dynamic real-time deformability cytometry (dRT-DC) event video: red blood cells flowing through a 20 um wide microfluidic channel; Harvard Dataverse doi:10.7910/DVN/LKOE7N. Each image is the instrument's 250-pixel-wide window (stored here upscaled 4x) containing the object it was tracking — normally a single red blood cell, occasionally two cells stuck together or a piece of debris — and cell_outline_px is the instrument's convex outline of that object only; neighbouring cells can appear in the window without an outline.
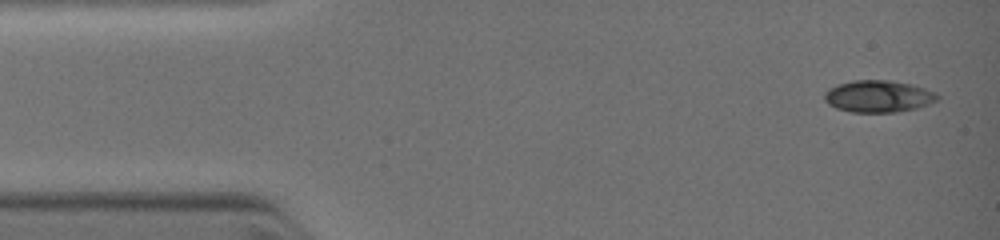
{"species": "common noctule bat (a hibernating species)", "species_latin": "Nyctalus noctula", "temperature_condition": "warm", "stored_images_in_passage": 47, "segment_of_instrument_passage": [1, 2], "camera_frame_rate_fps": 3000, "um_per_image_px": 0.085, "animal": {"sex": "female", "body_mass_g": 19.0, "forearm_length_mm": 51.5}, "frame": {"image": 1, "passage_image": 2, "time_ms": 0.333, "image_size_px": [1000, 240], "cell_outline_px": [[940, 96], [936, 100], [928, 104], [916, 108], [896, 112], [852, 112], [836, 108], [828, 104], [824, 100], [824, 92], [828, 88], [836, 84], [852, 80], [888, 80], [912, 84], [936, 92]], "centroid_in_image_um": [74.62, 8.18], "position_along_channel_um": 10.4, "area_um2": 21.15}}
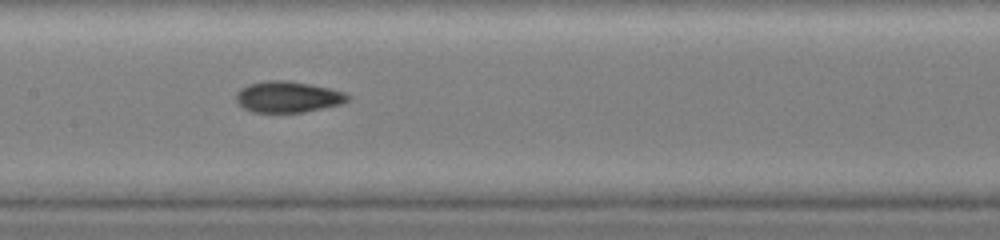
{"frame": {"image": 2, "passage_image": 21, "time_ms": 5.667, "image_size_px": [1000, 240], "cell_outline_px": [[352, 96], [348, 100], [340, 104], [304, 112], [252, 112], [244, 108], [236, 100], [236, 92], [240, 88], [248, 84], [268, 80], [284, 80], [308, 84], [348, 92]], "centroid_in_image_um": [24.48, 8.23], "position_along_channel_um": 182.9, "area_um2": 20.23}}
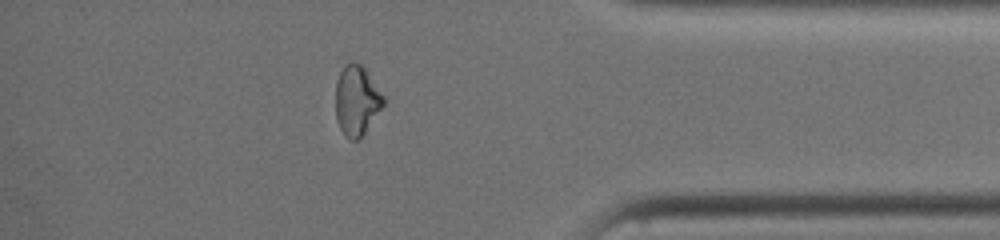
{"frame": {"image": 3, "passage_image": 40, "time_ms": 10.333, "image_size_px": [1000, 240], "cell_outline_px": [[384, 104], [364, 132], [356, 140], [352, 140], [340, 128], [336, 120], [336, 80], [340, 72], [352, 60], [360, 64], [364, 68], [384, 96]], "centroid_in_image_um": [30.3, 8.51], "position_along_channel_um": 404.9, "area_um2": 18.9}}